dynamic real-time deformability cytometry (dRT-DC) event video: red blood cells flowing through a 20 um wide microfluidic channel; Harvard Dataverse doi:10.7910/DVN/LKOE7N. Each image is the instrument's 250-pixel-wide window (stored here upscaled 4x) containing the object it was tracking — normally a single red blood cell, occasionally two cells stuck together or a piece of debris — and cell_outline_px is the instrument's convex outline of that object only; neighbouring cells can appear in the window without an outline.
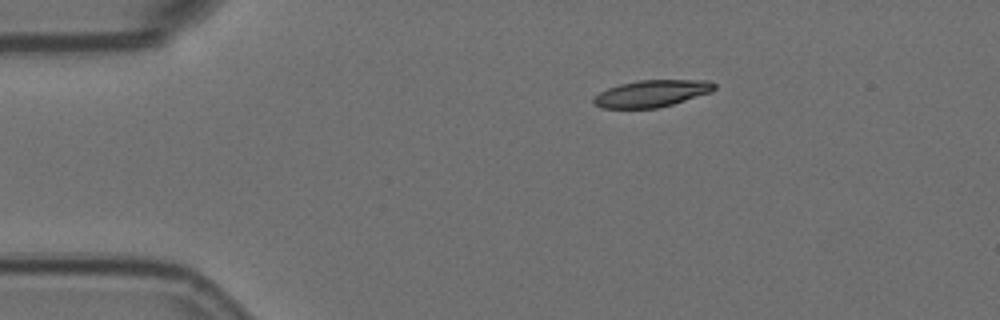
{"species": "Egyptian fruit bat (a non-hibernating species)", "species_latin": "Rousettus aegyptiacus", "temperature_condition": "room temperature", "stored_images_in_passage": 34, "camera_frame_rate_fps": 3000, "um_per_image_px": 0.085, "animal": {"sex": "female"}, "frame": {"image": 1, "passage_image": 1, "time_ms": 0.0, "image_size_px": [1000, 320], "cell_outline_px": [[716, 88], [712, 92], [672, 104], [656, 108], [600, 108], [592, 104], [592, 100], [600, 92], [608, 88], [620, 84], [640, 80], [708, 80], [716, 84]], "centroid_in_image_um": [55.39, 7.95], "position_along_channel_um": 29.6, "area_um2": 18.9}}
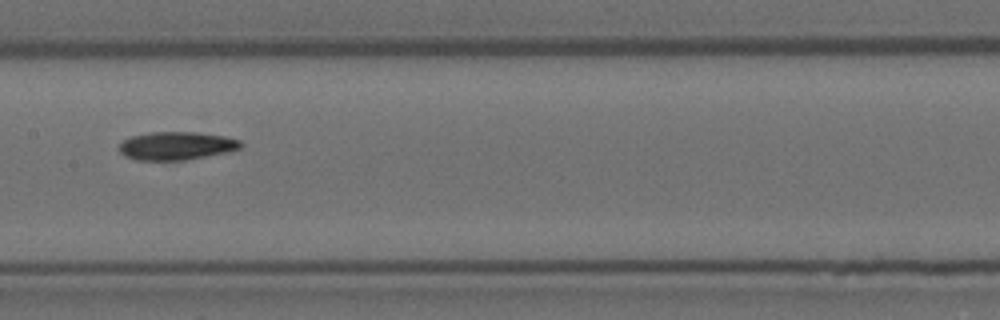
{"frame": {"image": 2, "passage_image": 19, "time_ms": 6.0, "image_size_px": [1000, 320], "cell_outline_px": [[244, 144], [240, 148], [228, 152], [184, 160], [136, 160], [124, 156], [120, 152], [120, 144], [124, 140], [132, 136], [152, 132], [196, 132], [224, 136], [240, 140]], "centroid_in_image_um": [15.01, 12.39], "position_along_channel_um": 192.4, "area_um2": 19.88}}
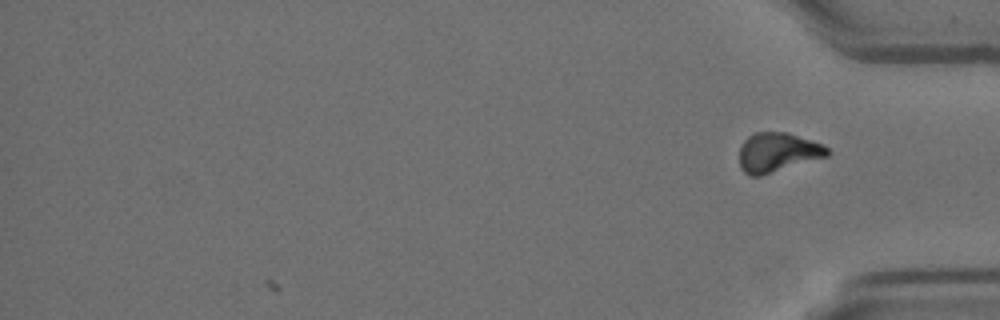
{"frame": {"image": 3, "passage_image": 34, "time_ms": 11.0, "image_size_px": [1000, 320], "cell_outline_px": [[828, 156], [760, 176], [752, 176], [744, 172], [740, 168], [740, 148], [744, 140], [748, 136], [756, 132], [788, 132], [820, 144], [828, 148]], "centroid_in_image_um": [66.06, 12.95], "position_along_channel_um": 369.1, "area_um2": 19.94}, "authors_computed_cell_mechanics": {"area_um2": 19.7965, "velocity_mm_per_s": 3.5731, "shape_relaxation_time_tau1_ms": 7.0551, "shape_relaxation_time_tau2_ms": null, "deformation_change_tau1": 0.2026, "deformation_change_tau2": null}}